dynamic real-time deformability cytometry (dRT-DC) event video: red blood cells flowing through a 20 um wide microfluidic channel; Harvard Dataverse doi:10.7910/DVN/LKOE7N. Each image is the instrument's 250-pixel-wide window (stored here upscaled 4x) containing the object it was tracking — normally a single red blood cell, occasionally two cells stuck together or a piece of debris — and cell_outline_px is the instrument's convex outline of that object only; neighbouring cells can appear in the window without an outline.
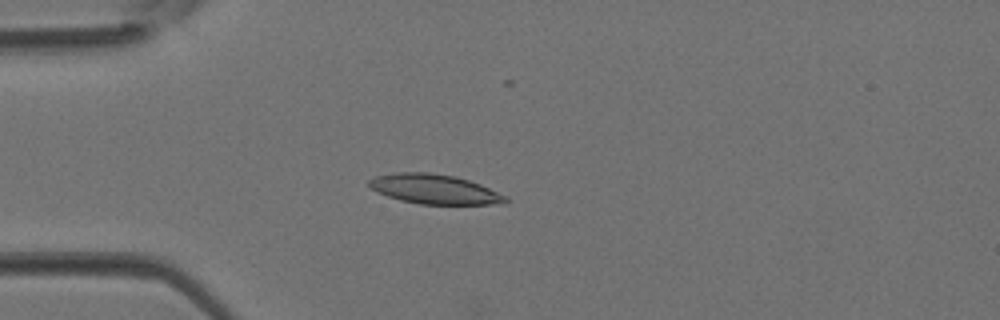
{"species": "Egyptian fruit bat (a non-hibernating species)", "species_latin": "Rousettus aegyptiacus", "temperature_condition": "room temperature", "stored_images_in_passage": 3, "camera_frame_rate_fps": 3000, "um_per_image_px": 0.085, "animal": {"sex": "female"}, "frame": {"image": 1, "passage_image": 3, "time_ms": 0.667, "image_size_px": [1000, 320], "cell_outline_px": [[508, 204], [420, 204], [400, 200], [388, 196], [372, 188], [368, 184], [368, 180], [376, 176], [396, 172], [428, 172], [456, 176], [480, 184], [508, 196]], "centroid_in_image_um": [36.98, 16.08], "position_along_channel_um": 48.0, "area_um2": 23.58}}